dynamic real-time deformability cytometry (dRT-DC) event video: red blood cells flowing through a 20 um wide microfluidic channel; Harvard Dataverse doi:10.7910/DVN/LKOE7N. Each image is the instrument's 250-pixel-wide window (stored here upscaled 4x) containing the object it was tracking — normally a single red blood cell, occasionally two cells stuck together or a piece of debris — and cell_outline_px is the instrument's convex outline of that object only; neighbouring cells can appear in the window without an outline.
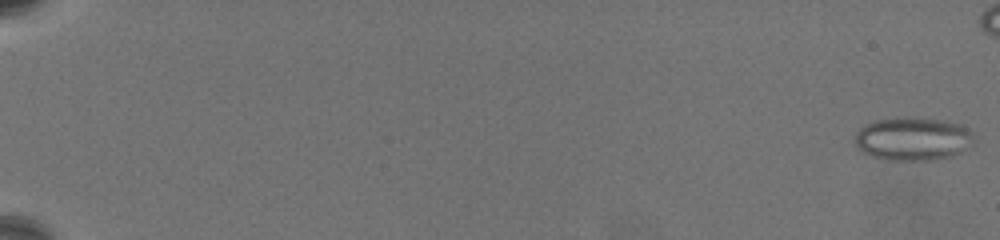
{"species": "common noctule bat (a hibernating species)", "species_latin": "Nyctalus noctula", "temperature_condition": "warm", "stored_images_in_passage": 62, "camera_frame_rate_fps": 3000, "um_per_image_px": 0.085, "animal": {"sex": "female", "body_mass_g": 19.5, "forearm_length_mm": 54.1}, "frame": {"image": 1, "passage_image": 1, "time_ms": 0.0, "image_size_px": [1000, 240], "cell_outline_px": [[976, 140], [972, 148], [952, 156], [928, 160], [884, 160], [860, 152], [856, 148], [856, 132], [860, 128], [872, 120], [896, 116], [912, 116], [940, 120], [960, 124], [972, 132], [976, 136]], "centroid_in_image_um": [77.61, 11.79], "position_along_channel_um": 7.4, "area_um2": 30.92}}
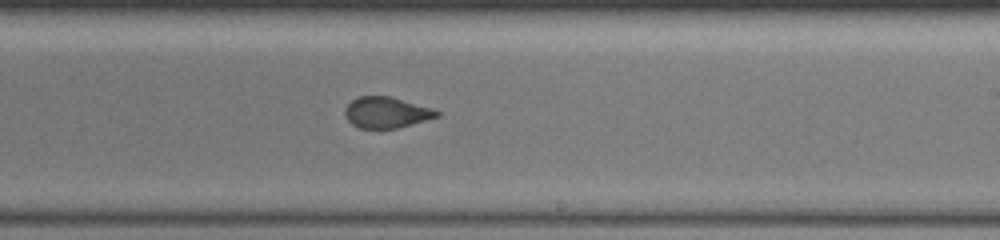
{"frame": {"image": 2, "passage_image": 44, "time_ms": 14.333, "image_size_px": [1000, 240], "cell_outline_px": [[440, 116], [412, 124], [396, 128], [360, 128], [352, 124], [348, 120], [344, 112], [344, 108], [352, 100], [360, 96], [388, 96], [432, 108], [440, 112]], "centroid_in_image_um": [32.84, 9.56], "position_along_channel_um": 256.2, "area_um2": 16.42}}
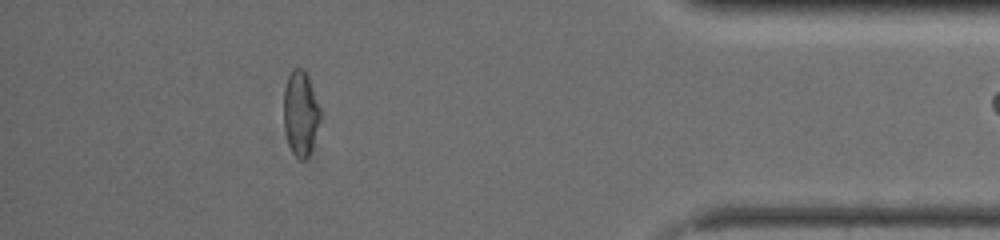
{"frame": {"image": 3, "passage_image": 61, "time_ms": 20.0, "image_size_px": [1000, 240], "cell_outline_px": [[320, 120], [308, 156], [304, 160], [300, 160], [292, 152], [288, 144], [284, 124], [284, 88], [288, 76], [292, 68], [300, 68], [308, 76], [320, 108]], "centroid_in_image_um": [25.53, 9.62], "position_along_channel_um": 409.7, "area_um2": 17.8}}